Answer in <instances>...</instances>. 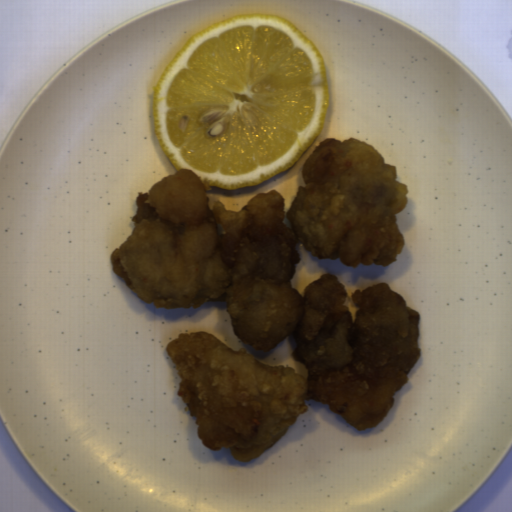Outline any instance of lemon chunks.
Instances as JSON below:
<instances>
[{
    "mask_svg": "<svg viewBox=\"0 0 512 512\" xmlns=\"http://www.w3.org/2000/svg\"><path fill=\"white\" fill-rule=\"evenodd\" d=\"M329 109L325 60L295 23L246 13L204 27L154 89L159 145L210 187L257 186L291 168Z\"/></svg>",
    "mask_w": 512,
    "mask_h": 512,
    "instance_id": "obj_1",
    "label": "lemon chunks"
}]
</instances>
